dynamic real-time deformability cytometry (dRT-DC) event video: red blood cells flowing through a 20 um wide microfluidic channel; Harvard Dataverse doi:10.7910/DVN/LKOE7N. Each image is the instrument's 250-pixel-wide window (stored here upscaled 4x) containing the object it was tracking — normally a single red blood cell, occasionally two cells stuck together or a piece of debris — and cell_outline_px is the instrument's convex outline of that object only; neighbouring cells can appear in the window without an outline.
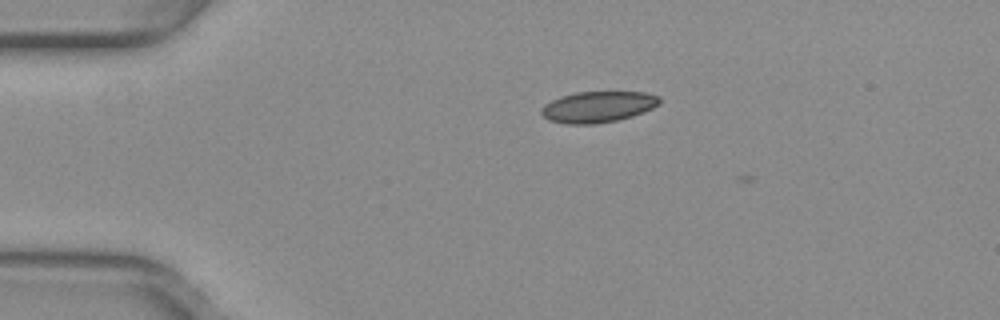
{"species": "common noctule bat (a hibernating species)", "species_latin": "Nyctalus noctula", "temperature_condition": "warm", "stored_images_in_passage": 3, "camera_frame_rate_fps": 3000, "um_per_image_px": 0.085, "animal": {"sex": "female", "body_mass_g": 29.2, "forearm_length_mm": 56.3}, "frame": {"image": 1, "passage_image": 2, "time_ms": 0.333, "image_size_px": [1000, 320], "cell_outline_px": [[660, 104], [644, 112], [632, 116], [616, 120], [596, 124], [564, 124], [548, 120], [540, 112], [540, 108], [544, 104], [560, 96], [576, 92], [644, 92], [660, 96]], "centroid_in_image_um": [50.81, 9.08], "position_along_channel_um": 34.2, "area_um2": 21.56}}